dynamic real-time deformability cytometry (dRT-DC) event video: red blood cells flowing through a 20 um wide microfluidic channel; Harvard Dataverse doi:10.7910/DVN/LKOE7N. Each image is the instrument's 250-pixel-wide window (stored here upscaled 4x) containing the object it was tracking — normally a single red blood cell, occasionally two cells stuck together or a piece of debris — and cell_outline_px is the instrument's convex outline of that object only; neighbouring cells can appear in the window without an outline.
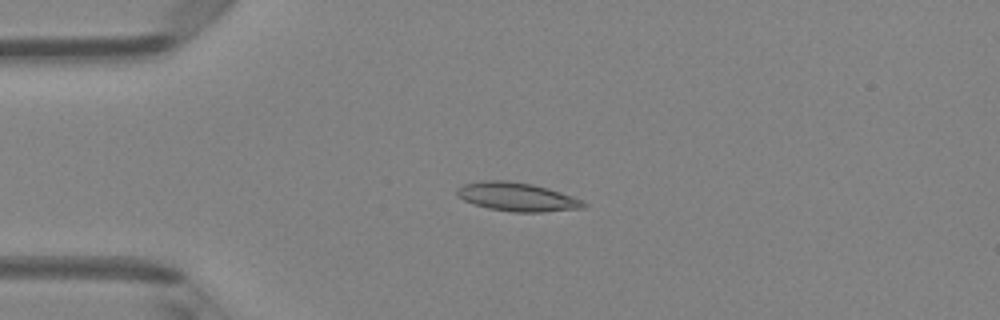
{"species": "Egyptian fruit bat (a non-hibernating species)", "species_latin": "Rousettus aegyptiacus", "temperature_condition": "room temperature", "stored_images_in_passage": 4, "camera_frame_rate_fps": 3000, "um_per_image_px": 0.085, "animal": {"sex": "female"}, "frame": {"image": 1, "passage_image": 4, "time_ms": 1.0, "image_size_px": [1000, 320], "cell_outline_px": [[588, 204], [584, 208], [544, 212], [512, 212], [488, 208], [464, 200], [456, 196], [456, 188], [464, 184], [484, 180], [508, 180], [532, 184], [548, 188], [584, 200]], "centroid_in_image_um": [43.97, 16.73], "position_along_channel_um": 41.0, "area_um2": 21.27}}